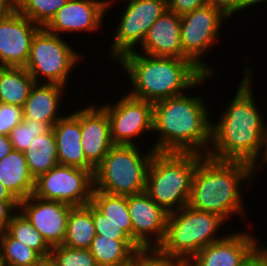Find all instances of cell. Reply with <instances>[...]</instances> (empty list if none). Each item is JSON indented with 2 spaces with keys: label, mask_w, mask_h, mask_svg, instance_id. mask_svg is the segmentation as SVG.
<instances>
[{
  "label": "cell",
  "mask_w": 267,
  "mask_h": 266,
  "mask_svg": "<svg viewBox=\"0 0 267 266\" xmlns=\"http://www.w3.org/2000/svg\"><path fill=\"white\" fill-rule=\"evenodd\" d=\"M244 69L235 96L219 120L212 123L211 145L206 156L246 162L259 170L267 164V120L255 102L253 72L250 66Z\"/></svg>",
  "instance_id": "1"
},
{
  "label": "cell",
  "mask_w": 267,
  "mask_h": 266,
  "mask_svg": "<svg viewBox=\"0 0 267 266\" xmlns=\"http://www.w3.org/2000/svg\"><path fill=\"white\" fill-rule=\"evenodd\" d=\"M206 100L187 92L153 103L151 147L156 152L198 153L206 156L211 145L212 119Z\"/></svg>",
  "instance_id": "2"
},
{
  "label": "cell",
  "mask_w": 267,
  "mask_h": 266,
  "mask_svg": "<svg viewBox=\"0 0 267 266\" xmlns=\"http://www.w3.org/2000/svg\"><path fill=\"white\" fill-rule=\"evenodd\" d=\"M117 63L130 80L132 89L127 93L151 103L184 94L187 89L197 90L215 76L205 74L190 59L152 56L138 51L123 55Z\"/></svg>",
  "instance_id": "3"
},
{
  "label": "cell",
  "mask_w": 267,
  "mask_h": 266,
  "mask_svg": "<svg viewBox=\"0 0 267 266\" xmlns=\"http://www.w3.org/2000/svg\"><path fill=\"white\" fill-rule=\"evenodd\" d=\"M256 172L258 170L246 162L221 161L204 156L194 172L188 206L216 213L226 221L233 219L234 215L247 217L242 200L245 193L241 190L256 182L253 181Z\"/></svg>",
  "instance_id": "4"
},
{
  "label": "cell",
  "mask_w": 267,
  "mask_h": 266,
  "mask_svg": "<svg viewBox=\"0 0 267 266\" xmlns=\"http://www.w3.org/2000/svg\"><path fill=\"white\" fill-rule=\"evenodd\" d=\"M198 153L155 152L150 161L145 192L168 214L189 203Z\"/></svg>",
  "instance_id": "5"
},
{
  "label": "cell",
  "mask_w": 267,
  "mask_h": 266,
  "mask_svg": "<svg viewBox=\"0 0 267 266\" xmlns=\"http://www.w3.org/2000/svg\"><path fill=\"white\" fill-rule=\"evenodd\" d=\"M226 222L216 213L187 205L168 215L165 238L158 247L187 264L200 249L224 238L219 233Z\"/></svg>",
  "instance_id": "6"
},
{
  "label": "cell",
  "mask_w": 267,
  "mask_h": 266,
  "mask_svg": "<svg viewBox=\"0 0 267 266\" xmlns=\"http://www.w3.org/2000/svg\"><path fill=\"white\" fill-rule=\"evenodd\" d=\"M134 145H113L95 168L94 189L114 195H133L145 191L147 171L156 152L142 153Z\"/></svg>",
  "instance_id": "7"
},
{
  "label": "cell",
  "mask_w": 267,
  "mask_h": 266,
  "mask_svg": "<svg viewBox=\"0 0 267 266\" xmlns=\"http://www.w3.org/2000/svg\"><path fill=\"white\" fill-rule=\"evenodd\" d=\"M64 39L48 32L44 27L35 34L24 66L35 83L43 82L67 87L69 76L72 77V70H75L76 65L84 57ZM40 78L43 80L40 81Z\"/></svg>",
  "instance_id": "8"
},
{
  "label": "cell",
  "mask_w": 267,
  "mask_h": 266,
  "mask_svg": "<svg viewBox=\"0 0 267 266\" xmlns=\"http://www.w3.org/2000/svg\"><path fill=\"white\" fill-rule=\"evenodd\" d=\"M227 19L220 10L209 4L181 15L182 59H190L205 74L215 75L216 70L206 63L202 55L218 43L220 29Z\"/></svg>",
  "instance_id": "9"
},
{
  "label": "cell",
  "mask_w": 267,
  "mask_h": 266,
  "mask_svg": "<svg viewBox=\"0 0 267 266\" xmlns=\"http://www.w3.org/2000/svg\"><path fill=\"white\" fill-rule=\"evenodd\" d=\"M94 171L57 164L35 179L33 195L73 207L84 206L91 202Z\"/></svg>",
  "instance_id": "10"
},
{
  "label": "cell",
  "mask_w": 267,
  "mask_h": 266,
  "mask_svg": "<svg viewBox=\"0 0 267 266\" xmlns=\"http://www.w3.org/2000/svg\"><path fill=\"white\" fill-rule=\"evenodd\" d=\"M125 3L108 53L115 61L137 51L150 26L168 9L167 0H128Z\"/></svg>",
  "instance_id": "11"
},
{
  "label": "cell",
  "mask_w": 267,
  "mask_h": 266,
  "mask_svg": "<svg viewBox=\"0 0 267 266\" xmlns=\"http://www.w3.org/2000/svg\"><path fill=\"white\" fill-rule=\"evenodd\" d=\"M110 123L115 145L136 146L137 137L153 133V103L132 97L128 93L115 103L101 104ZM137 143V144H136Z\"/></svg>",
  "instance_id": "12"
},
{
  "label": "cell",
  "mask_w": 267,
  "mask_h": 266,
  "mask_svg": "<svg viewBox=\"0 0 267 266\" xmlns=\"http://www.w3.org/2000/svg\"><path fill=\"white\" fill-rule=\"evenodd\" d=\"M112 1L68 0L44 28L59 36L65 32H99Z\"/></svg>",
  "instance_id": "13"
},
{
  "label": "cell",
  "mask_w": 267,
  "mask_h": 266,
  "mask_svg": "<svg viewBox=\"0 0 267 266\" xmlns=\"http://www.w3.org/2000/svg\"><path fill=\"white\" fill-rule=\"evenodd\" d=\"M132 240L139 247H158L165 238L168 213L144 191L127 196Z\"/></svg>",
  "instance_id": "14"
},
{
  "label": "cell",
  "mask_w": 267,
  "mask_h": 266,
  "mask_svg": "<svg viewBox=\"0 0 267 266\" xmlns=\"http://www.w3.org/2000/svg\"><path fill=\"white\" fill-rule=\"evenodd\" d=\"M72 207L66 203L40 199L31 194L20 201L18 210L52 248L64 242L68 215Z\"/></svg>",
  "instance_id": "15"
},
{
  "label": "cell",
  "mask_w": 267,
  "mask_h": 266,
  "mask_svg": "<svg viewBox=\"0 0 267 266\" xmlns=\"http://www.w3.org/2000/svg\"><path fill=\"white\" fill-rule=\"evenodd\" d=\"M17 10L0 19V66H25L35 34L41 29Z\"/></svg>",
  "instance_id": "16"
},
{
  "label": "cell",
  "mask_w": 267,
  "mask_h": 266,
  "mask_svg": "<svg viewBox=\"0 0 267 266\" xmlns=\"http://www.w3.org/2000/svg\"><path fill=\"white\" fill-rule=\"evenodd\" d=\"M222 240L200 249L186 266H239L260 243L252 233H226Z\"/></svg>",
  "instance_id": "17"
},
{
  "label": "cell",
  "mask_w": 267,
  "mask_h": 266,
  "mask_svg": "<svg viewBox=\"0 0 267 266\" xmlns=\"http://www.w3.org/2000/svg\"><path fill=\"white\" fill-rule=\"evenodd\" d=\"M113 145L107 113L93 102L81 108V146L86 160L96 168Z\"/></svg>",
  "instance_id": "18"
},
{
  "label": "cell",
  "mask_w": 267,
  "mask_h": 266,
  "mask_svg": "<svg viewBox=\"0 0 267 266\" xmlns=\"http://www.w3.org/2000/svg\"><path fill=\"white\" fill-rule=\"evenodd\" d=\"M181 16L168 9L150 26L138 53L182 58Z\"/></svg>",
  "instance_id": "19"
},
{
  "label": "cell",
  "mask_w": 267,
  "mask_h": 266,
  "mask_svg": "<svg viewBox=\"0 0 267 266\" xmlns=\"http://www.w3.org/2000/svg\"><path fill=\"white\" fill-rule=\"evenodd\" d=\"M52 130L56 138L59 164L95 170L86 160L81 146V109L63 115L54 124Z\"/></svg>",
  "instance_id": "20"
},
{
  "label": "cell",
  "mask_w": 267,
  "mask_h": 266,
  "mask_svg": "<svg viewBox=\"0 0 267 266\" xmlns=\"http://www.w3.org/2000/svg\"><path fill=\"white\" fill-rule=\"evenodd\" d=\"M67 87L57 84L35 83L23 105V119L47 123L51 128L63 116L60 102Z\"/></svg>",
  "instance_id": "21"
},
{
  "label": "cell",
  "mask_w": 267,
  "mask_h": 266,
  "mask_svg": "<svg viewBox=\"0 0 267 266\" xmlns=\"http://www.w3.org/2000/svg\"><path fill=\"white\" fill-rule=\"evenodd\" d=\"M0 181L19 201L33 194L35 180L28 170L24 153L12 149L0 160Z\"/></svg>",
  "instance_id": "22"
},
{
  "label": "cell",
  "mask_w": 267,
  "mask_h": 266,
  "mask_svg": "<svg viewBox=\"0 0 267 266\" xmlns=\"http://www.w3.org/2000/svg\"><path fill=\"white\" fill-rule=\"evenodd\" d=\"M24 155L28 170L34 180L59 164L57 143L52 128L48 132L36 136Z\"/></svg>",
  "instance_id": "23"
},
{
  "label": "cell",
  "mask_w": 267,
  "mask_h": 266,
  "mask_svg": "<svg viewBox=\"0 0 267 266\" xmlns=\"http://www.w3.org/2000/svg\"><path fill=\"white\" fill-rule=\"evenodd\" d=\"M95 236L92 203L72 207L68 215L66 236L62 245L75 249H89Z\"/></svg>",
  "instance_id": "24"
},
{
  "label": "cell",
  "mask_w": 267,
  "mask_h": 266,
  "mask_svg": "<svg viewBox=\"0 0 267 266\" xmlns=\"http://www.w3.org/2000/svg\"><path fill=\"white\" fill-rule=\"evenodd\" d=\"M34 84L25 68L0 66V102L23 107Z\"/></svg>",
  "instance_id": "25"
},
{
  "label": "cell",
  "mask_w": 267,
  "mask_h": 266,
  "mask_svg": "<svg viewBox=\"0 0 267 266\" xmlns=\"http://www.w3.org/2000/svg\"><path fill=\"white\" fill-rule=\"evenodd\" d=\"M138 248L133 240H112L96 235L89 250L98 266H118L129 262Z\"/></svg>",
  "instance_id": "26"
},
{
  "label": "cell",
  "mask_w": 267,
  "mask_h": 266,
  "mask_svg": "<svg viewBox=\"0 0 267 266\" xmlns=\"http://www.w3.org/2000/svg\"><path fill=\"white\" fill-rule=\"evenodd\" d=\"M91 203L111 222L119 225L132 239V223L127 196L114 195L93 189Z\"/></svg>",
  "instance_id": "27"
},
{
  "label": "cell",
  "mask_w": 267,
  "mask_h": 266,
  "mask_svg": "<svg viewBox=\"0 0 267 266\" xmlns=\"http://www.w3.org/2000/svg\"><path fill=\"white\" fill-rule=\"evenodd\" d=\"M6 232L12 238L37 251L45 260L49 259L51 247L19 210L13 215Z\"/></svg>",
  "instance_id": "28"
},
{
  "label": "cell",
  "mask_w": 267,
  "mask_h": 266,
  "mask_svg": "<svg viewBox=\"0 0 267 266\" xmlns=\"http://www.w3.org/2000/svg\"><path fill=\"white\" fill-rule=\"evenodd\" d=\"M0 247L6 266H39L45 260L37 251L12 238L7 232L0 234Z\"/></svg>",
  "instance_id": "29"
},
{
  "label": "cell",
  "mask_w": 267,
  "mask_h": 266,
  "mask_svg": "<svg viewBox=\"0 0 267 266\" xmlns=\"http://www.w3.org/2000/svg\"><path fill=\"white\" fill-rule=\"evenodd\" d=\"M68 0H17V11L40 27H45Z\"/></svg>",
  "instance_id": "30"
},
{
  "label": "cell",
  "mask_w": 267,
  "mask_h": 266,
  "mask_svg": "<svg viewBox=\"0 0 267 266\" xmlns=\"http://www.w3.org/2000/svg\"><path fill=\"white\" fill-rule=\"evenodd\" d=\"M50 129L51 127L45 122L23 119L11 130L8 136L13 149L24 153L36 136L42 135Z\"/></svg>",
  "instance_id": "31"
},
{
  "label": "cell",
  "mask_w": 267,
  "mask_h": 266,
  "mask_svg": "<svg viewBox=\"0 0 267 266\" xmlns=\"http://www.w3.org/2000/svg\"><path fill=\"white\" fill-rule=\"evenodd\" d=\"M49 260L55 266H98L89 249H75L65 245L52 247Z\"/></svg>",
  "instance_id": "32"
},
{
  "label": "cell",
  "mask_w": 267,
  "mask_h": 266,
  "mask_svg": "<svg viewBox=\"0 0 267 266\" xmlns=\"http://www.w3.org/2000/svg\"><path fill=\"white\" fill-rule=\"evenodd\" d=\"M132 259L136 266H186L185 262L168 255L159 247H139Z\"/></svg>",
  "instance_id": "33"
},
{
  "label": "cell",
  "mask_w": 267,
  "mask_h": 266,
  "mask_svg": "<svg viewBox=\"0 0 267 266\" xmlns=\"http://www.w3.org/2000/svg\"><path fill=\"white\" fill-rule=\"evenodd\" d=\"M92 219L94 222L96 235H101L115 240H132L119 225L109 221L93 204Z\"/></svg>",
  "instance_id": "34"
},
{
  "label": "cell",
  "mask_w": 267,
  "mask_h": 266,
  "mask_svg": "<svg viewBox=\"0 0 267 266\" xmlns=\"http://www.w3.org/2000/svg\"><path fill=\"white\" fill-rule=\"evenodd\" d=\"M23 121V108L0 102V134L8 136Z\"/></svg>",
  "instance_id": "35"
},
{
  "label": "cell",
  "mask_w": 267,
  "mask_h": 266,
  "mask_svg": "<svg viewBox=\"0 0 267 266\" xmlns=\"http://www.w3.org/2000/svg\"><path fill=\"white\" fill-rule=\"evenodd\" d=\"M206 4L207 0H167L168 10L180 16Z\"/></svg>",
  "instance_id": "36"
},
{
  "label": "cell",
  "mask_w": 267,
  "mask_h": 266,
  "mask_svg": "<svg viewBox=\"0 0 267 266\" xmlns=\"http://www.w3.org/2000/svg\"><path fill=\"white\" fill-rule=\"evenodd\" d=\"M19 203L0 201V234L7 231L8 224L18 211Z\"/></svg>",
  "instance_id": "37"
},
{
  "label": "cell",
  "mask_w": 267,
  "mask_h": 266,
  "mask_svg": "<svg viewBox=\"0 0 267 266\" xmlns=\"http://www.w3.org/2000/svg\"><path fill=\"white\" fill-rule=\"evenodd\" d=\"M207 3L220 10L227 18L236 14L237 0H207Z\"/></svg>",
  "instance_id": "38"
},
{
  "label": "cell",
  "mask_w": 267,
  "mask_h": 266,
  "mask_svg": "<svg viewBox=\"0 0 267 266\" xmlns=\"http://www.w3.org/2000/svg\"><path fill=\"white\" fill-rule=\"evenodd\" d=\"M239 266H267L265 252L258 246Z\"/></svg>",
  "instance_id": "39"
},
{
  "label": "cell",
  "mask_w": 267,
  "mask_h": 266,
  "mask_svg": "<svg viewBox=\"0 0 267 266\" xmlns=\"http://www.w3.org/2000/svg\"><path fill=\"white\" fill-rule=\"evenodd\" d=\"M17 10V0H0V19L12 15Z\"/></svg>",
  "instance_id": "40"
},
{
  "label": "cell",
  "mask_w": 267,
  "mask_h": 266,
  "mask_svg": "<svg viewBox=\"0 0 267 266\" xmlns=\"http://www.w3.org/2000/svg\"><path fill=\"white\" fill-rule=\"evenodd\" d=\"M13 149L9 136L0 134V160L7 156Z\"/></svg>",
  "instance_id": "41"
},
{
  "label": "cell",
  "mask_w": 267,
  "mask_h": 266,
  "mask_svg": "<svg viewBox=\"0 0 267 266\" xmlns=\"http://www.w3.org/2000/svg\"><path fill=\"white\" fill-rule=\"evenodd\" d=\"M266 3L267 0H237V4H236V13L238 12H242L243 10H247L248 8H252V6H256L259 3Z\"/></svg>",
  "instance_id": "42"
},
{
  "label": "cell",
  "mask_w": 267,
  "mask_h": 266,
  "mask_svg": "<svg viewBox=\"0 0 267 266\" xmlns=\"http://www.w3.org/2000/svg\"><path fill=\"white\" fill-rule=\"evenodd\" d=\"M0 201L20 202L0 181Z\"/></svg>",
  "instance_id": "43"
},
{
  "label": "cell",
  "mask_w": 267,
  "mask_h": 266,
  "mask_svg": "<svg viewBox=\"0 0 267 266\" xmlns=\"http://www.w3.org/2000/svg\"><path fill=\"white\" fill-rule=\"evenodd\" d=\"M0 266H6L5 259H4L1 247H0Z\"/></svg>",
  "instance_id": "44"
},
{
  "label": "cell",
  "mask_w": 267,
  "mask_h": 266,
  "mask_svg": "<svg viewBox=\"0 0 267 266\" xmlns=\"http://www.w3.org/2000/svg\"><path fill=\"white\" fill-rule=\"evenodd\" d=\"M39 266H55L49 259L44 260Z\"/></svg>",
  "instance_id": "45"
},
{
  "label": "cell",
  "mask_w": 267,
  "mask_h": 266,
  "mask_svg": "<svg viewBox=\"0 0 267 266\" xmlns=\"http://www.w3.org/2000/svg\"><path fill=\"white\" fill-rule=\"evenodd\" d=\"M118 266H136V263L133 259H131L129 262Z\"/></svg>",
  "instance_id": "46"
},
{
  "label": "cell",
  "mask_w": 267,
  "mask_h": 266,
  "mask_svg": "<svg viewBox=\"0 0 267 266\" xmlns=\"http://www.w3.org/2000/svg\"><path fill=\"white\" fill-rule=\"evenodd\" d=\"M259 247L265 252L266 260H267V245L266 244L261 245V242H260Z\"/></svg>",
  "instance_id": "47"
}]
</instances>
